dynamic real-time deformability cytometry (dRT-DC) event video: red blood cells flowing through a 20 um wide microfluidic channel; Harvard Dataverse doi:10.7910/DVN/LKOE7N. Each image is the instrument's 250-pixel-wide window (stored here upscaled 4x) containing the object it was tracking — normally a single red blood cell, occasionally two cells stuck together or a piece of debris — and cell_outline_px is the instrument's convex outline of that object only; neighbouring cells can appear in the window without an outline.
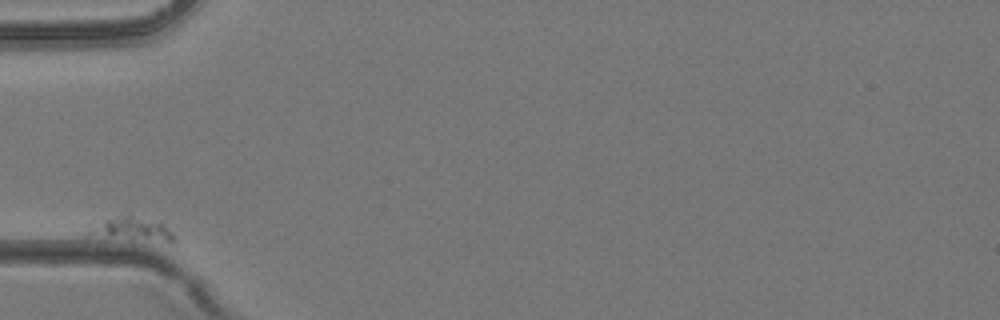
{"species": "common noctule bat (a hibernating species)", "species_latin": "Nyctalus noctula", "temperature_condition": "room temperature", "stored_images_in_passage": 1, "camera_frame_rate_fps": 3000, "um_per_image_px": 0.085, "animal": {"sex": "female", "body_mass_g": 24.6, "forearm_length_mm": 56.2}, "frame": {"image": 1, "passage_image": 1, "time_ms": 0.0, "image_size_px": [1000, 320], "cell_outline_px": [[176, 240], [164, 240], [84, 236], [92, 228], [104, 220], [128, 212], [164, 224], [176, 236]], "centroid_in_image_um": [11.2, 19.42], "position_along_channel_um": 73.8, "area_um2": 11.44}}